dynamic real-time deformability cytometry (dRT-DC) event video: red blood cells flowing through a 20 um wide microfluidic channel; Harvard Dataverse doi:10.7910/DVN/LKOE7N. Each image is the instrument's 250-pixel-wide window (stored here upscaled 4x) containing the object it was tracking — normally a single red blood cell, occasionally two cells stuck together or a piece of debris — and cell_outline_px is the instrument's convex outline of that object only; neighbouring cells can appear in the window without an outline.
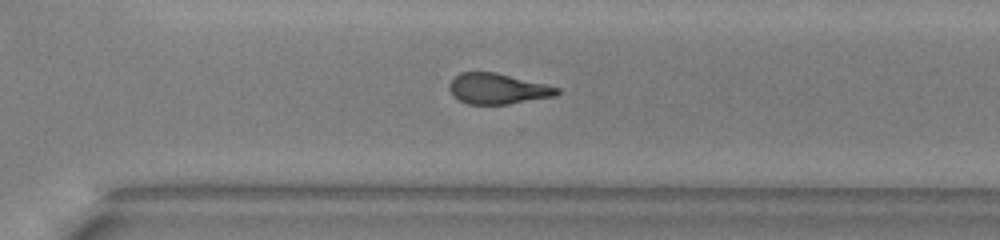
{"species": "common noctule bat (a hibernating species)", "species_latin": "Nyctalus noctula", "temperature_condition": "warm", "stored_images_in_passage": 28, "camera_frame_rate_fps": 3000, "um_per_image_px": 0.085, "animal": {"sex": "male", "body_mass_g": 13.0, "forearm_length_mm": 53.1}, "frame": {"image": 1, "passage_image": 28, "time_ms": 9.0, "image_size_px": [1000, 240], "cell_outline_px": [[560, 92], [556, 96], [508, 104], [468, 104], [452, 96], [448, 88], [448, 84], [460, 72], [496, 72], [560, 88]], "centroid_in_image_um": [42.28, 7.54], "position_along_channel_um": 328.3, "area_um2": 19.19}}